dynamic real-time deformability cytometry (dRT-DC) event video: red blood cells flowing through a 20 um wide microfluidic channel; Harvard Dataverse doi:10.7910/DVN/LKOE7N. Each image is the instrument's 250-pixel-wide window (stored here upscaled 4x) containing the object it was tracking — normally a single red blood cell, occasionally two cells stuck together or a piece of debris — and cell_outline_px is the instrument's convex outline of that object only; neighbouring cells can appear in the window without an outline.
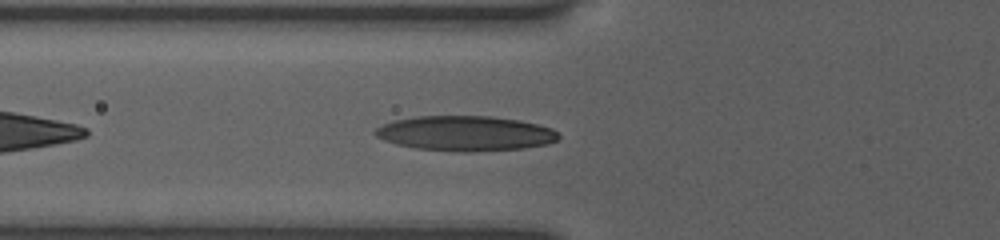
{"species": "human", "species_latin": "Homo sapiens", "temperature_condition": "room temperature", "stored_images_in_passage": 57, "camera_frame_rate_fps": 3000, "um_per_image_px": 0.085, "donor": {"sex": "female"}, "frame": {"image": 1, "passage_image": 28, "time_ms": 7.0, "image_size_px": [1000, 240], "cell_outline_px": [[560, 136], [556, 140], [548, 144], [524, 148], [472, 152], [460, 152], [416, 148], [396, 144], [384, 140], [376, 136], [372, 132], [376, 128], [384, 124], [396, 120], [416, 116], [488, 116], [516, 120], [536, 124], [552, 128]], "centroid_in_image_um": [39.54, 11.34], "position_along_channel_um": 86.3, "area_um2": 37.28}}
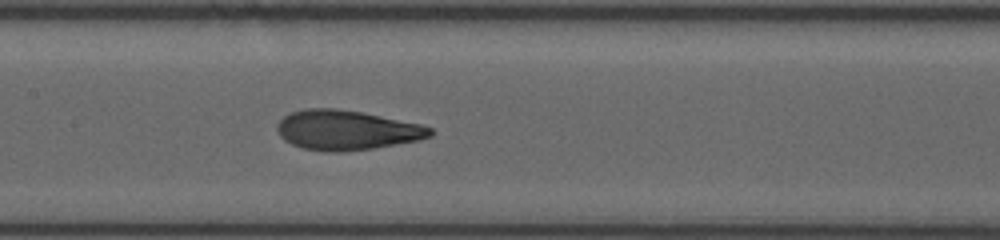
{"frame": {"image": 2, "passage_image": 34, "time_ms": 9.333, "image_size_px": [1000, 240], "cell_outline_px": [[432, 136], [420, 140], [372, 148], [344, 152], [324, 152], [304, 148], [292, 144], [284, 140], [280, 136], [276, 128], [280, 120], [284, 116], [292, 112], [308, 108], [336, 108], [360, 112], [420, 124], [432, 128]], "centroid_in_image_um": [29.45, 11.07], "position_along_channel_um": 178.0, "area_um2": 35.26}}
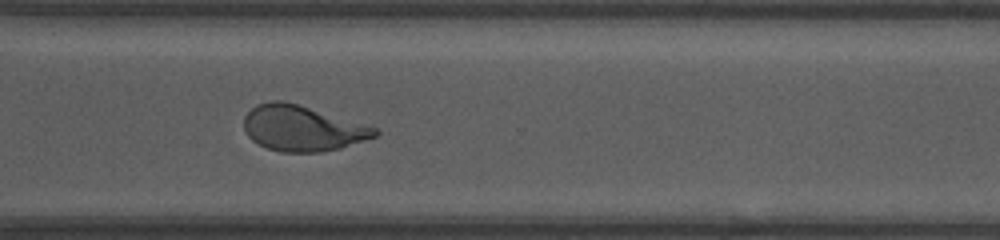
{"frame": {"image": 3, "passage_image": 47, "time_ms": 13.667, "image_size_px": [1000, 240], "cell_outline_px": [[380, 132], [376, 136], [340, 148], [320, 152], [280, 152], [268, 148], [252, 140], [248, 136], [244, 128], [244, 116], [256, 104], [272, 100], [280, 100], [296, 104], [376, 128]], "centroid_in_image_um": [25.65, 10.91], "position_along_channel_um": 345.0, "area_um2": 34.16}, "authors_computed_cell_mechanics": {"area_um2": 37.1654, "velocity_mm_per_s": 3.8721, "shape_relaxation_time_tau1_ms": 6.0816, "shape_relaxation_time_tau2_ms": 1.0751, "deformation_change_tau1": 0.2471, "deformation_change_tau2": 0.0825}}